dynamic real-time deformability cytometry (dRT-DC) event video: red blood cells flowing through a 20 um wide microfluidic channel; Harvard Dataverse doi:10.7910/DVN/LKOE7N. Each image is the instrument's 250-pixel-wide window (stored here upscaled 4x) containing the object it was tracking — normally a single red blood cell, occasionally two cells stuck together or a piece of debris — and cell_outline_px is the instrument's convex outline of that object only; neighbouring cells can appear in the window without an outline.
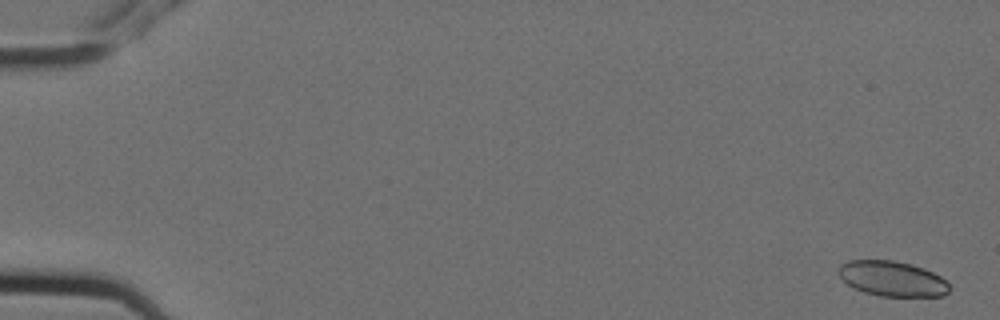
{"species": "Egyptian fruit bat (a non-hibernating species)", "species_latin": "Rousettus aegyptiacus", "temperature_condition": "cold", "stored_images_in_passage": 5, "camera_frame_rate_fps": 3000, "um_per_image_px": 0.085, "animal": {"sex": "female"}, "frame": {"image": 1, "passage_image": 1, "time_ms": 0.0, "image_size_px": [1000, 320], "cell_outline_px": [[952, 288], [944, 296], [880, 296], [864, 292], [852, 288], [836, 272], [836, 268], [840, 264], [848, 260], [896, 260], [912, 264], [924, 268], [940, 276]], "centroid_in_image_um": [75.82, 23.68], "position_along_channel_um": 9.2, "area_um2": 23.0}}
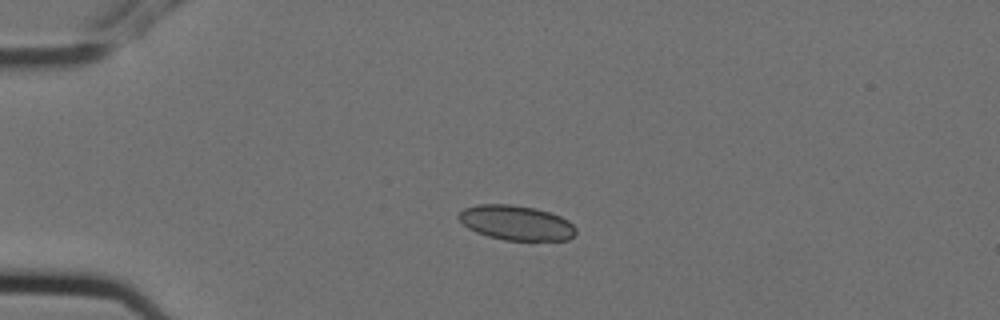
{"frame": {"image": 2, "passage_image": 4, "time_ms": 1.0, "image_size_px": [1000, 320], "cell_outline_px": [[576, 232], [568, 240], [504, 240], [488, 236], [476, 232], [468, 228], [456, 216], [464, 208], [476, 204], [512, 204], [536, 208], [560, 216], [568, 220], [576, 228]], "centroid_in_image_um": [43.86, 18.93], "position_along_channel_um": 41.1, "area_um2": 23.76}}